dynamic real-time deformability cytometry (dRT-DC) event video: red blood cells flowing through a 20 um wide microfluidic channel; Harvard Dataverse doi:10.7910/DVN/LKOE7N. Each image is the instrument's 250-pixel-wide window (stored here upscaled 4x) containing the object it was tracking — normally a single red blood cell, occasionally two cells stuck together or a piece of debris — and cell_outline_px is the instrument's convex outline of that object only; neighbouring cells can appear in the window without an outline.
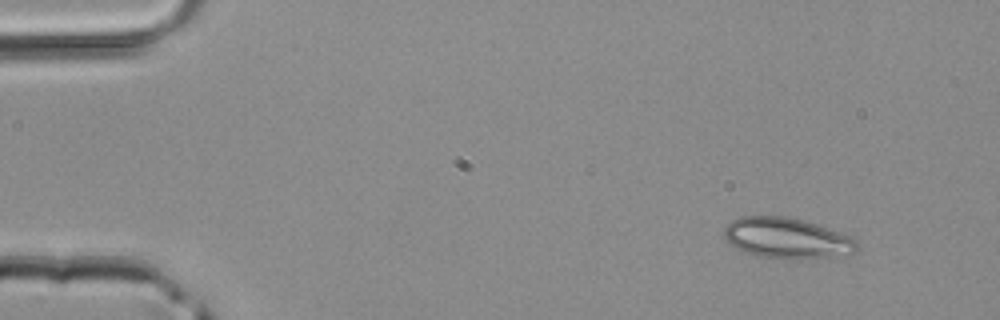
{"species": "common noctule bat (a hibernating species)", "species_latin": "Nyctalus noctula", "temperature_condition": "room temperature", "stored_images_in_passage": 3, "camera_frame_rate_fps": 3000, "um_per_image_px": 0.085, "animal": {"sex": "male", "body_mass_g": 20.4}, "frame": {"image": 1, "passage_image": 1, "time_ms": 0.0, "image_size_px": [1000, 320], "cell_outline_px": [[856, 252], [828, 256], [756, 256], [744, 252], [736, 248], [724, 240], [724, 224], [740, 216], [788, 216], [804, 220], [852, 236], [856, 240]], "centroid_in_image_um": [66.79, 20.18], "position_along_channel_um": 18.2, "area_um2": 30.69}}